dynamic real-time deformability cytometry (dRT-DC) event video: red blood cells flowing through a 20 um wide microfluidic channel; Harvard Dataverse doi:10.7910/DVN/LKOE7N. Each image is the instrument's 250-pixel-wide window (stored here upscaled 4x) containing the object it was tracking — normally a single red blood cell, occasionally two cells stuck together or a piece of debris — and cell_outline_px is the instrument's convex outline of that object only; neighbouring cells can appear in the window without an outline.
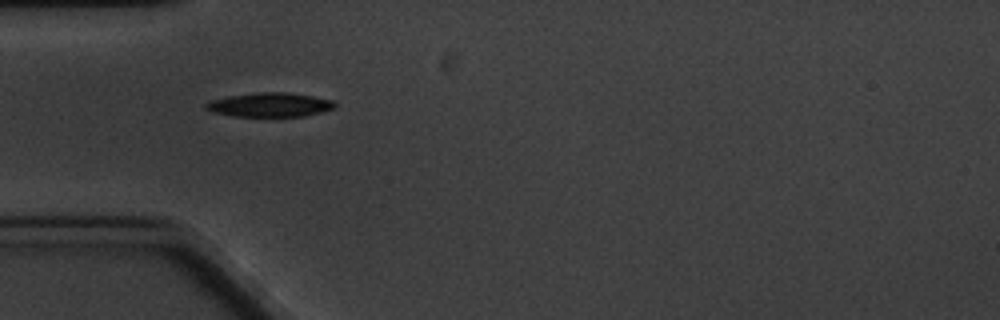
{"species": "common noctule bat (a hibernating species)", "species_latin": "Nyctalus noctula", "temperature_condition": "cold", "stored_images_in_passage": 2, "camera_frame_rate_fps": 3000, "um_per_image_px": 0.085, "animal": {"sex": "male", "body_mass_g": 20.1, "forearm_length_mm": 53.5}, "frame": {"image": 1, "passage_image": 1, "time_ms": 0.0, "image_size_px": [1000, 320], "cell_outline_px": [[336, 108], [304, 116], [232, 116], [212, 112], [204, 108], [204, 104], [212, 100], [228, 96], [256, 92], [284, 92], [312, 96], [332, 100], [336, 104]], "centroid_in_image_um": [22.91, 8.9], "position_along_channel_um": 62.1, "area_um2": 18.09}}